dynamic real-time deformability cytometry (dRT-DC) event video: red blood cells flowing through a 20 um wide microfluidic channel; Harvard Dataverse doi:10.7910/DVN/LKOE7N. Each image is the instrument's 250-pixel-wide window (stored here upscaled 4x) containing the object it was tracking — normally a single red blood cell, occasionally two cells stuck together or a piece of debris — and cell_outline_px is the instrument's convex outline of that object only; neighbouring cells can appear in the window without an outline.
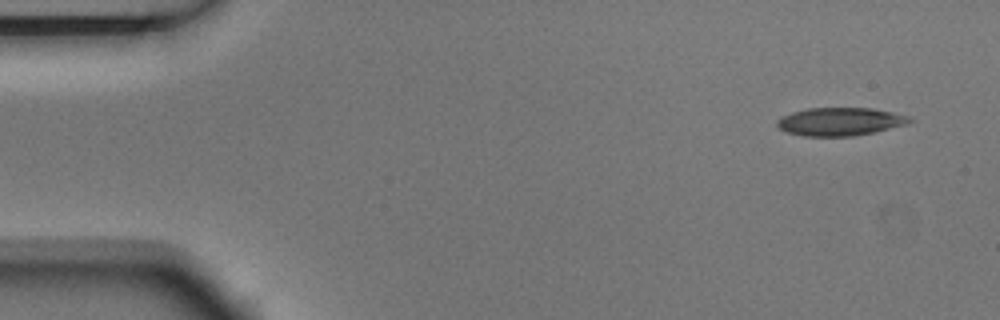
{"species": "Egyptian fruit bat (a non-hibernating species)", "species_latin": "Rousettus aegyptiacus", "temperature_condition": "room temperature", "stored_images_in_passage": 6, "camera_frame_rate_fps": 3000, "um_per_image_px": 0.085, "animal": {"sex": "male"}, "frame": {"image": 1, "passage_image": 1, "time_ms": 0.0, "image_size_px": [1000, 320], "cell_outline_px": [[916, 120], [908, 124], [876, 132], [852, 136], [804, 136], [788, 132], [780, 128], [776, 124], [776, 120], [792, 112], [808, 108], [872, 108], [912, 116]], "centroid_in_image_um": [71.49, 10.33], "position_along_channel_um": 13.5, "area_um2": 21.85}}
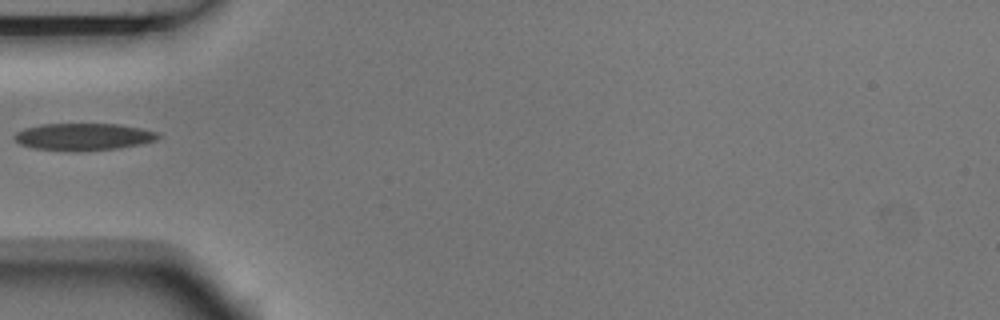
{"frame": {"image": 2, "passage_image": 5, "time_ms": 1.333, "image_size_px": [1000, 320], "cell_outline_px": [[160, 136], [156, 140], [140, 144], [120, 148], [80, 152], [32, 148], [20, 144], [12, 136], [16, 132], [24, 128], [40, 124], [116, 124], [140, 128], [156, 132]], "centroid_in_image_um": [7.05, 11.63], "position_along_channel_um": 77.9, "area_um2": 22.83}}
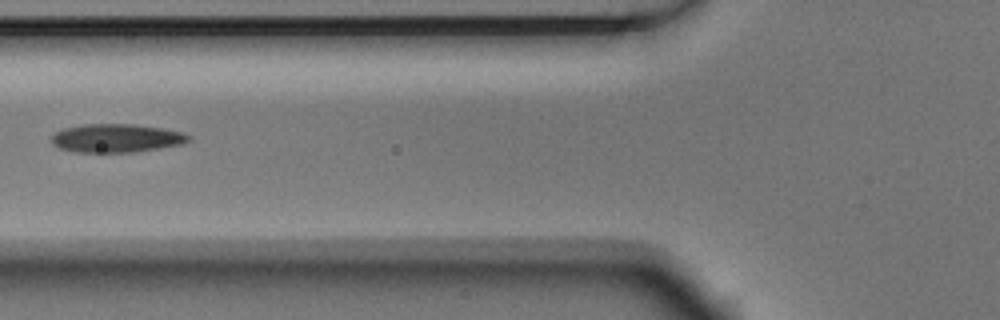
{"frame": {"image": 3, "passage_image": 6, "time_ms": 1.667, "image_size_px": [1000, 320], "cell_outline_px": [[192, 140], [184, 144], [160, 148], [132, 152], [76, 152], [60, 148], [52, 144], [52, 136], [56, 132], [64, 128], [84, 124], [132, 124], [160, 128], [180, 132], [192, 136]], "centroid_in_image_um": [9.92, 11.75], "position_along_channel_um": 115.9, "area_um2": 22.66}}